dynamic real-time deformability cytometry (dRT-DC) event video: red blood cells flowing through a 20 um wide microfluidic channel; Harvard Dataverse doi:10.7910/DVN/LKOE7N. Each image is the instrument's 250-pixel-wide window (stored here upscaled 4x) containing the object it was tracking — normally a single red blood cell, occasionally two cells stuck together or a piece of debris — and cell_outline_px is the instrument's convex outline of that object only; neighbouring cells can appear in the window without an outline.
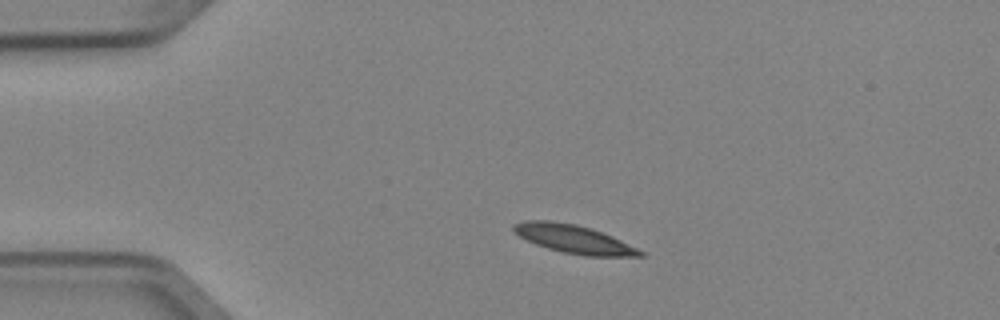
{"species": "Egyptian fruit bat (a non-hibernating species)", "species_latin": "Rousettus aegyptiacus", "temperature_condition": "cold", "stored_images_in_passage": 2, "camera_frame_rate_fps": 3000, "um_per_image_px": 0.085, "animal": {"sex": "female"}, "frame": {"image": 1, "passage_image": 1, "time_ms": 0.0, "image_size_px": [1000, 320], "cell_outline_px": [[644, 256], [584, 256], [564, 252], [548, 248], [536, 244], [512, 232], [512, 224], [524, 220], [548, 220], [576, 224], [592, 228], [612, 236], [644, 252]], "centroid_in_image_um": [48.73, 20.3], "position_along_channel_um": 36.3, "area_um2": 20.81}}